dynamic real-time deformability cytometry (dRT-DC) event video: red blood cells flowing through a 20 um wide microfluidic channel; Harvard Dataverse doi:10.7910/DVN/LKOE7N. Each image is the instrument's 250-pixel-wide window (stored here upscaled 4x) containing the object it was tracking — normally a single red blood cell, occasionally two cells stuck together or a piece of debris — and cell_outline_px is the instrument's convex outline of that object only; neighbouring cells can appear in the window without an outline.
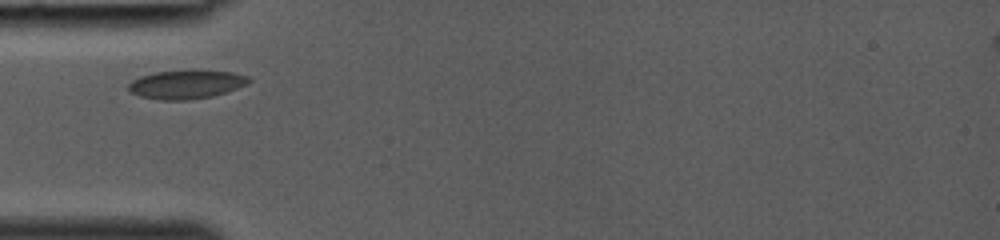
{"species": "common noctule bat (a hibernating species)", "species_latin": "Nyctalus noctula", "temperature_condition": "room temperature", "stored_images_in_passage": 13, "camera_frame_rate_fps": 3000, "um_per_image_px": 0.085, "animal": {"sex": "female", "body_mass_g": 19.0, "forearm_length_mm": 53.3}, "frame": {"image": 1, "passage_image": 1, "time_ms": 0.0, "image_size_px": [1000, 240], "cell_outline_px": [[252, 80], [248, 84], [212, 96], [188, 100], [160, 100], [140, 96], [132, 92], [128, 88], [128, 84], [132, 80], [140, 76], [156, 72], [196, 68], [232, 72], [248, 76]], "centroid_in_image_um": [15.85, 7.14], "position_along_channel_um": 69.1, "area_um2": 20.52}}
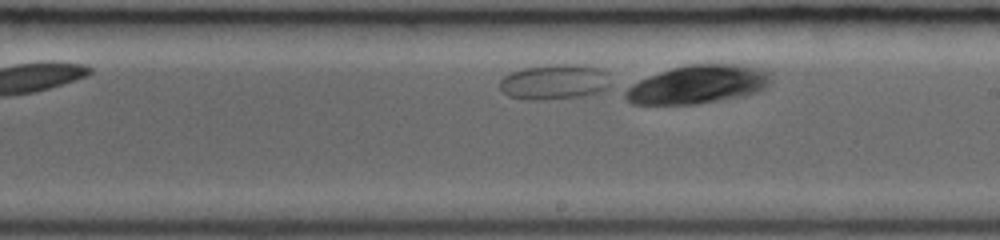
{"frame": {"image": 2, "passage_image": 11, "time_ms": 3.333, "image_size_px": [1000, 240], "cell_outline_px": [[772, 80], [760, 92], [696, 104], [632, 104], [624, 96], [624, 88], [640, 80], [660, 72], [684, 64], [748, 64], [764, 68], [768, 72]], "centroid_in_image_um": [59.34, 7.15], "position_along_channel_um": 229.7, "area_um2": 32.71}}